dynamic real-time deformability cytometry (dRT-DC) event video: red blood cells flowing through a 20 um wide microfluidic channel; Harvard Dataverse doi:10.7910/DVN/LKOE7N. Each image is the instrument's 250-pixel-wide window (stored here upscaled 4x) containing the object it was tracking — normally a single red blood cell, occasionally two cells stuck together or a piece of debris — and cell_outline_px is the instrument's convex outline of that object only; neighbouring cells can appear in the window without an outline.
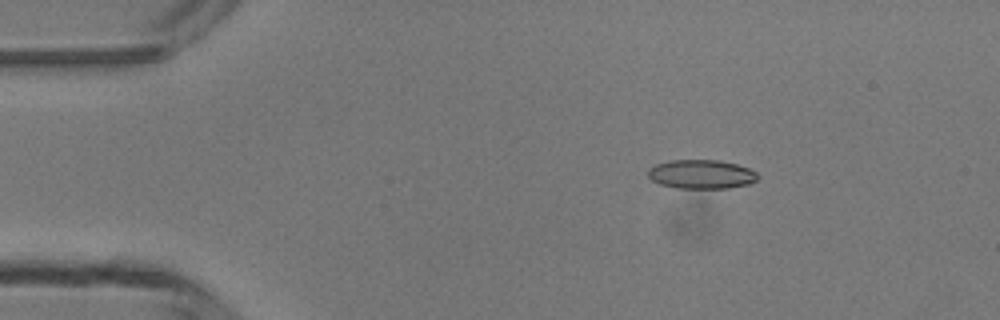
{"species": "common noctule bat (a hibernating species)", "species_latin": "Nyctalus noctula", "temperature_condition": "room temperature", "stored_images_in_passage": 6, "camera_frame_rate_fps": 3000, "um_per_image_px": 0.085, "animal": {"sex": "male", "body_mass_g": 13.3}, "frame": {"image": 1, "passage_image": 2, "time_ms": 1.333, "image_size_px": [1000, 320], "cell_outline_px": [[760, 176], [756, 180], [748, 184], [728, 188], [676, 188], [660, 184], [652, 180], [648, 176], [648, 168], [656, 164], [668, 160], [720, 160], [736, 164], [748, 168], [756, 172]], "centroid_in_image_um": [59.6, 14.8], "position_along_channel_um": 25.4, "area_um2": 18.61}}
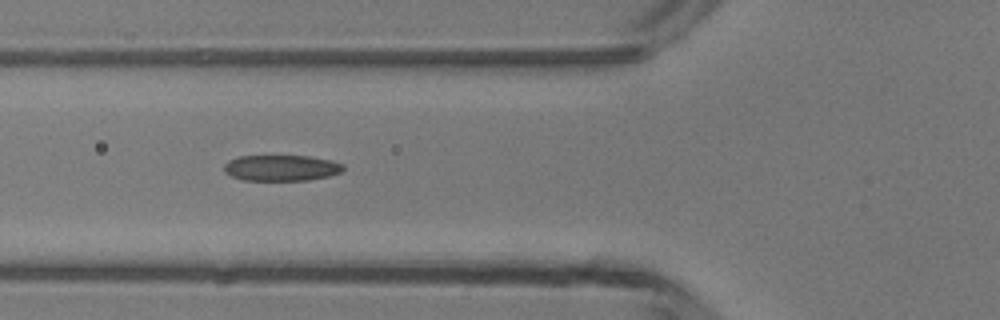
{"frame": {"image": 2, "passage_image": 5, "time_ms": 4.667, "image_size_px": [1000, 320], "cell_outline_px": [[344, 168], [340, 172], [328, 176], [308, 180], [244, 180], [232, 176], [224, 172], [224, 164], [228, 160], [240, 156], [308, 156], [332, 160], [344, 164]], "centroid_in_image_um": [23.91, 14.27], "position_along_channel_um": 101.9, "area_um2": 17.98}}
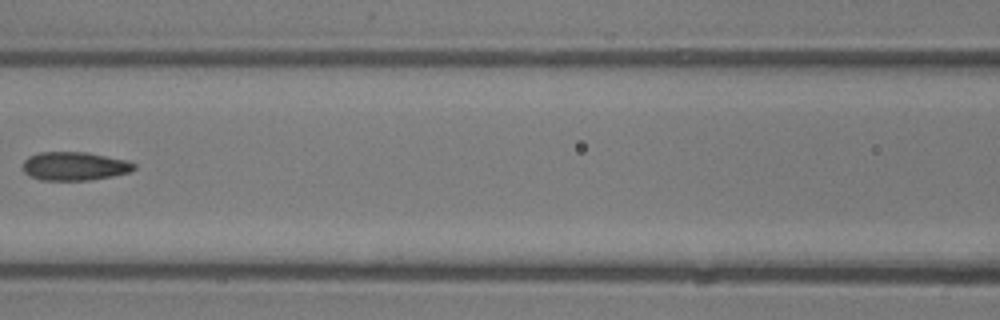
{"frame": {"image": 3, "passage_image": 6, "time_ms": 6.0, "image_size_px": [1000, 320], "cell_outline_px": [[136, 168], [128, 172], [112, 176], [88, 180], [40, 180], [24, 172], [24, 160], [28, 156], [40, 152], [88, 152], [124, 160], [136, 164]], "centroid_in_image_um": [6.32, 14.12], "position_along_channel_um": 160.3, "area_um2": 18.32}}